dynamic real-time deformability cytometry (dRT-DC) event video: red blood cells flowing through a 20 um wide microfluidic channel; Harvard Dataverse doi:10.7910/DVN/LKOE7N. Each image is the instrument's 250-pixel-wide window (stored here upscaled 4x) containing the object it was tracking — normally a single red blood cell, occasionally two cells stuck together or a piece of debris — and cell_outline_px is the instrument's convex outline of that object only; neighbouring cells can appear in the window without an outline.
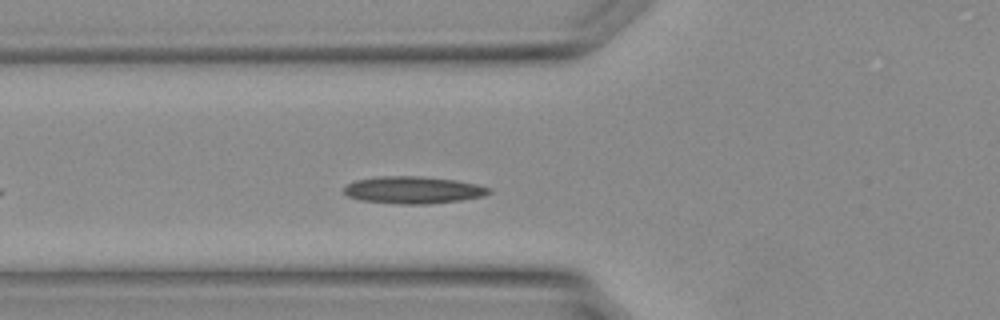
{"species": "Egyptian fruit bat (a non-hibernating species)", "species_latin": "Rousettus aegyptiacus", "temperature_condition": "warm", "stored_images_in_passage": 27, "camera_frame_rate_fps": 3000, "um_per_image_px": 0.085, "animal": {"sex": "female"}, "frame": {"image": 1, "passage_image": 5, "time_ms": 1.333, "image_size_px": [1000, 320], "cell_outline_px": [[492, 192], [484, 196], [460, 200], [428, 204], [400, 204], [360, 200], [348, 196], [344, 192], [344, 188], [348, 184], [356, 180], [376, 176], [420, 176], [456, 180], [476, 184], [492, 188]], "centroid_in_image_um": [35.14, 16.14], "position_along_channel_um": 90.7, "area_um2": 23.0}}
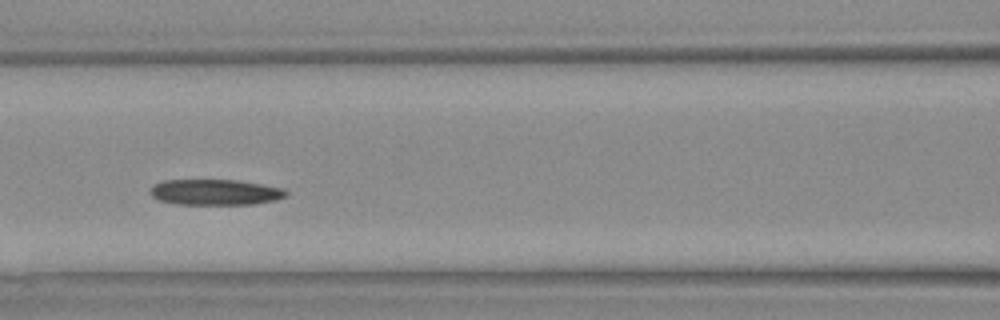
{"frame": {"image": 2, "passage_image": 8, "time_ms": 2.333, "image_size_px": [1000, 320], "cell_outline_px": [[288, 196], [276, 200], [256, 204], [176, 204], [160, 200], [152, 196], [148, 192], [156, 184], [164, 180], [236, 180], [284, 188], [288, 192]], "centroid_in_image_um": [18.34, 16.34], "position_along_channel_um": 148.3, "area_um2": 20.35}}